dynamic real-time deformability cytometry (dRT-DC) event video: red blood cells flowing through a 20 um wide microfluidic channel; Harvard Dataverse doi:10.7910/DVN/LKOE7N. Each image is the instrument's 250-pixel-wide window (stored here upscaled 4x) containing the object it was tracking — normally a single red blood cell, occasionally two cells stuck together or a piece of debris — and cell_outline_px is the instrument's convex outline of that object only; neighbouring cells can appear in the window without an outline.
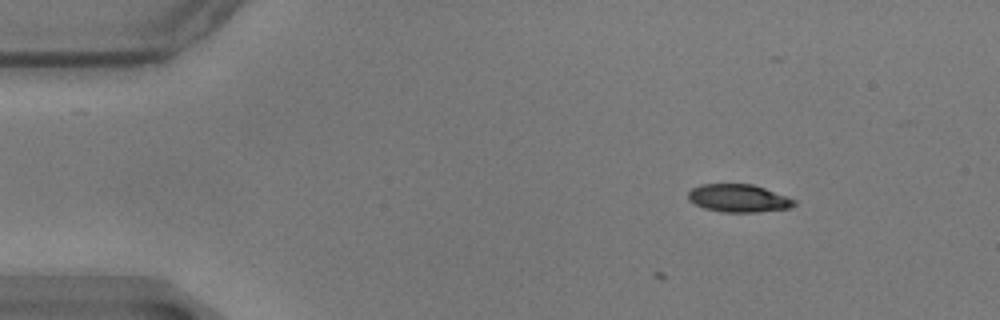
{"species": "common noctule bat (a hibernating species)", "species_latin": "Nyctalus noctula", "temperature_condition": "warm", "stored_images_in_passage": 3, "camera_frame_rate_fps": 3000, "um_per_image_px": 0.085, "animal": {"sex": "male", "body_mass_g": 17.9}, "frame": {"image": 1, "passage_image": 3, "time_ms": 0.667, "image_size_px": [1000, 320], "cell_outline_px": [[796, 204], [792, 208], [756, 212], [724, 212], [704, 208], [688, 200], [688, 192], [692, 188], [700, 184], [752, 184], [764, 188], [796, 200]], "centroid_in_image_um": [62.77, 16.85], "position_along_channel_um": 22.2, "area_um2": 17.17}}